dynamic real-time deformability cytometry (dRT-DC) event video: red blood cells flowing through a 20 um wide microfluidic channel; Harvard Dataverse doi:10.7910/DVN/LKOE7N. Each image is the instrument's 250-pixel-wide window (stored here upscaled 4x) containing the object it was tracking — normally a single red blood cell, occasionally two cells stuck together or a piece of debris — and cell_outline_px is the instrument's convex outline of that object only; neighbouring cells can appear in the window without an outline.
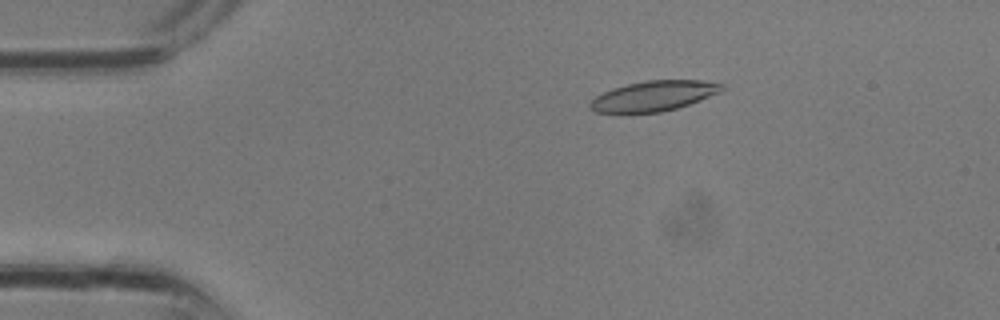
{"species": "common noctule bat (a hibernating species)", "species_latin": "Nyctalus noctula", "temperature_condition": "room temperature", "stored_images_in_passage": 19, "camera_frame_rate_fps": 3000, "um_per_image_px": 0.085, "animal": {"sex": "male", "body_mass_g": 13.3}, "frame": {"image": 1, "passage_image": 6, "time_ms": 1.667, "image_size_px": [1000, 320], "cell_outline_px": [[728, 88], [720, 92], [700, 100], [676, 108], [660, 112], [596, 112], [588, 108], [588, 104], [596, 96], [612, 88], [644, 80], [700, 80], [724, 84]], "centroid_in_image_um": [55.59, 8.14], "position_along_channel_um": 29.4, "area_um2": 23.06}}
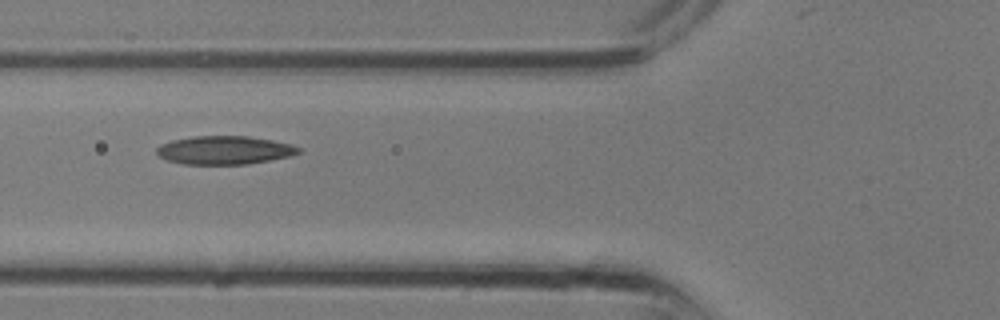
{"frame": {"image": 2, "passage_image": 12, "time_ms": 3.667, "image_size_px": [1000, 320], "cell_outline_px": [[300, 152], [292, 156], [248, 164], [180, 164], [156, 156], [156, 148], [160, 144], [172, 140], [192, 136], [248, 136], [272, 140], [292, 144], [300, 148]], "centroid_in_image_um": [19.06, 12.76], "position_along_channel_um": 106.7, "area_um2": 23.7}}
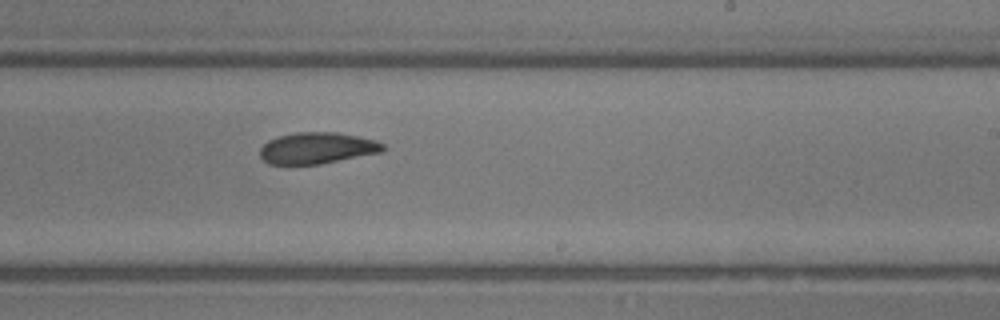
{"frame": {"image": 3, "passage_image": 19, "time_ms": 6.0, "image_size_px": [1000, 320], "cell_outline_px": [[384, 152], [320, 164], [268, 164], [260, 156], [260, 148], [268, 140], [280, 136], [296, 132], [336, 132], [376, 140], [384, 144]], "centroid_in_image_um": [26.97, 12.59], "position_along_channel_um": 262.0, "area_um2": 22.48}}